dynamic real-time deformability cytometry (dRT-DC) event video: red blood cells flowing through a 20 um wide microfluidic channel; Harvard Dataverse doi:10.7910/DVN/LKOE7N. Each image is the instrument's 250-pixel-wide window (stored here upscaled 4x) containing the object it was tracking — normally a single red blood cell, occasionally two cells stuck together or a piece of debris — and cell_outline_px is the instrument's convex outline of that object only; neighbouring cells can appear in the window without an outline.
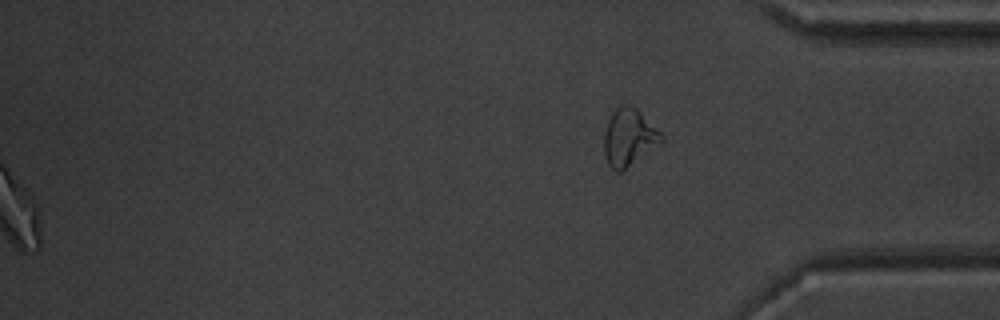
{"species": "common noctule bat (a hibernating species)", "species_latin": "Nyctalus noctula", "temperature_condition": "warm", "stored_images_in_passage": 45, "segment_of_instrument_passage": [2, 2], "camera_frame_rate_fps": 3000, "um_per_image_px": 0.085, "animal": {"sex": "male", "body_mass_g": 20.1, "forearm_length_mm": 53.5}, "frame": {"image": 1, "passage_image": 45, "time_ms": 14.667, "image_size_px": [1000, 320], "cell_outline_px": [[664, 140], [620, 172], [616, 172], [608, 164], [604, 152], [604, 132], [608, 120], [612, 112], [620, 104], [628, 104], [636, 108], [664, 136]], "centroid_in_image_um": [53.43, 11.65], "position_along_channel_um": 381.8, "area_um2": 18.79}}